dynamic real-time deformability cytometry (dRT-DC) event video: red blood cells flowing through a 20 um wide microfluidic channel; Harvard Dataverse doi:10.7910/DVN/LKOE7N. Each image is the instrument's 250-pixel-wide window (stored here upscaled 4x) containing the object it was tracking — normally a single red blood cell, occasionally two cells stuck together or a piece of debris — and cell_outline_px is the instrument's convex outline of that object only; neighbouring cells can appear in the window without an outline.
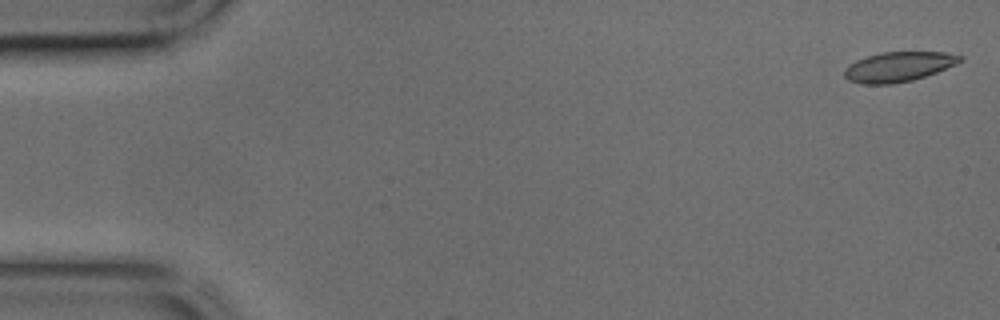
{"species": "common noctule bat (a hibernating species)", "species_latin": "Nyctalus noctula", "temperature_condition": "cold", "stored_images_in_passage": 4, "camera_frame_rate_fps": 3000, "um_per_image_px": 0.085, "animal": {"sex": "male", "body_mass_g": 17.9, "forearm_length_mm": 54.2}, "frame": {"image": 1, "passage_image": 1, "time_ms": 0.0, "image_size_px": [1000, 320], "cell_outline_px": [[964, 60], [956, 64], [936, 72], [912, 80], [892, 84], [860, 84], [848, 80], [844, 76], [844, 68], [856, 60], [880, 52], [944, 52], [964, 56]], "centroid_in_image_um": [76.36, 5.67], "position_along_channel_um": 8.6, "area_um2": 20.11}}